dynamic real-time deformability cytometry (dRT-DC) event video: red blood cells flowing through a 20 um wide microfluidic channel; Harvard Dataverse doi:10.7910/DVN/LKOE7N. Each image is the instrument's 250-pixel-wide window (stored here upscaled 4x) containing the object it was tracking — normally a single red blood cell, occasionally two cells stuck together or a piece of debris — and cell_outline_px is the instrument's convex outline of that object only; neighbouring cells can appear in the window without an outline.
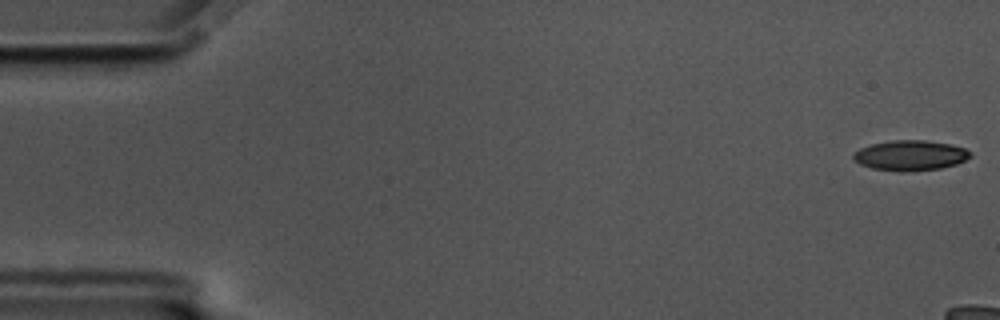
{"species": "common noctule bat (a hibernating species)", "species_latin": "Nyctalus noctula", "temperature_condition": "cold", "stored_images_in_passage": 9, "camera_frame_rate_fps": 3000, "um_per_image_px": 0.085, "animal": {"sex": "male", "body_mass_g": 17.5, "forearm_length_mm": 52.3}, "frame": {"image": 1, "passage_image": 1, "time_ms": 0.0, "image_size_px": [1000, 320], "cell_outline_px": [[972, 156], [956, 164], [940, 168], [900, 172], [872, 168], [860, 164], [852, 160], [852, 156], [860, 148], [872, 144], [892, 140], [924, 140], [952, 144], [964, 148], [972, 152]], "centroid_in_image_um": [77.38, 13.21], "position_along_channel_um": 7.6, "area_um2": 20.58}}